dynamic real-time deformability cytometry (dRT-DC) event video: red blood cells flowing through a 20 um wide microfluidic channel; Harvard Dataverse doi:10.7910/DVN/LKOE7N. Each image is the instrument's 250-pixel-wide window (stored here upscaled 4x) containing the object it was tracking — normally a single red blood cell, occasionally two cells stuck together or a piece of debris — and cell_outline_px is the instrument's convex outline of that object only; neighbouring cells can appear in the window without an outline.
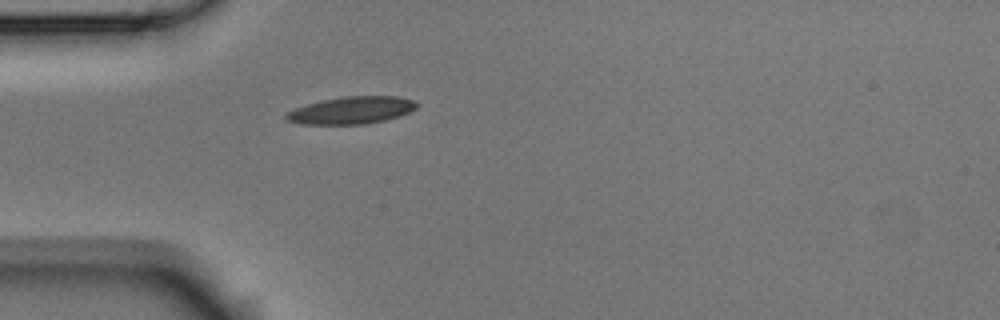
{"species": "Egyptian fruit bat (a non-hibernating species)", "species_latin": "Rousettus aegyptiacus", "temperature_condition": "room temperature", "stored_images_in_passage": 1, "camera_frame_rate_fps": 3000, "um_per_image_px": 0.085, "animal": {"sex": "male"}, "frame": {"image": 1, "passage_image": 1, "time_ms": 0.0, "image_size_px": [1000, 320], "cell_outline_px": [[420, 104], [416, 108], [408, 112], [384, 120], [364, 124], [300, 124], [288, 120], [284, 116], [288, 112], [296, 108], [308, 104], [324, 100], [344, 96], [400, 96], [412, 100]], "centroid_in_image_um": [29.9, 9.37], "position_along_channel_um": 55.1, "area_um2": 20.46}}